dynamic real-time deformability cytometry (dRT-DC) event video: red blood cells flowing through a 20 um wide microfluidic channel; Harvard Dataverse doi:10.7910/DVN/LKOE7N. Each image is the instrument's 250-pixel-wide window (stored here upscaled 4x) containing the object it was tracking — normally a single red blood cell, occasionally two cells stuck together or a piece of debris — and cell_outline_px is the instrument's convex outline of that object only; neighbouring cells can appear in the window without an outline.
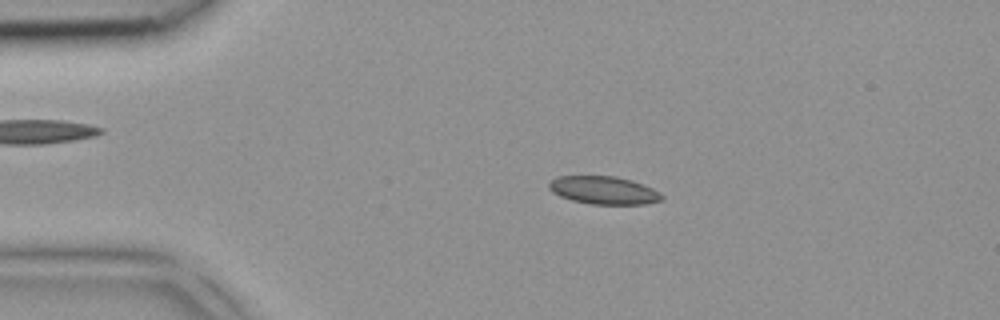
{"species": "common noctule bat (a hibernating species)", "species_latin": "Nyctalus noctula", "temperature_condition": "room temperature", "stored_images_in_passage": 3, "camera_frame_rate_fps": 3000, "um_per_image_px": 0.085, "animal": {"sex": "female", "body_mass_g": 18.4}, "frame": {"image": 1, "passage_image": 2, "time_ms": 0.333, "image_size_px": [1000, 320], "cell_outline_px": [[664, 200], [644, 204], [592, 204], [572, 200], [560, 196], [552, 192], [548, 188], [548, 184], [556, 176], [616, 176], [632, 180], [652, 188], [660, 192], [664, 196]], "centroid_in_image_um": [51.33, 16.17], "position_along_channel_um": 33.7, "area_um2": 18.44}}